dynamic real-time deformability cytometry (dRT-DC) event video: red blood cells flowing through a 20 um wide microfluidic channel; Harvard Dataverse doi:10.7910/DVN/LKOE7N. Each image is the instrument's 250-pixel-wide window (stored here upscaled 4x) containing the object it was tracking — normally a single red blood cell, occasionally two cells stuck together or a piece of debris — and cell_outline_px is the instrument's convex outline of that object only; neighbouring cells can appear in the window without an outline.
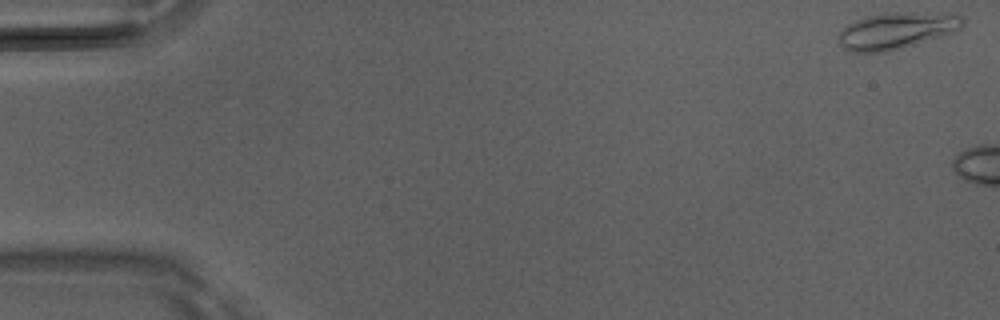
{"species": "Egyptian fruit bat (a non-hibernating species)", "species_latin": "Rousettus aegyptiacus", "temperature_condition": "room temperature", "stored_images_in_passage": 5, "camera_frame_rate_fps": 3000, "um_per_image_px": 0.085, "animal": {"sex": "male"}, "frame": {"image": 1, "passage_image": 1, "time_ms": 0.0, "image_size_px": [1000, 320], "cell_outline_px": [[964, 24], [956, 32], [884, 52], [848, 52], [840, 44], [840, 32], [848, 24], [864, 16], [896, 12], [956, 12], [964, 16]], "centroid_in_image_um": [76.29, 2.57], "position_along_channel_um": 8.7, "area_um2": 26.59}}